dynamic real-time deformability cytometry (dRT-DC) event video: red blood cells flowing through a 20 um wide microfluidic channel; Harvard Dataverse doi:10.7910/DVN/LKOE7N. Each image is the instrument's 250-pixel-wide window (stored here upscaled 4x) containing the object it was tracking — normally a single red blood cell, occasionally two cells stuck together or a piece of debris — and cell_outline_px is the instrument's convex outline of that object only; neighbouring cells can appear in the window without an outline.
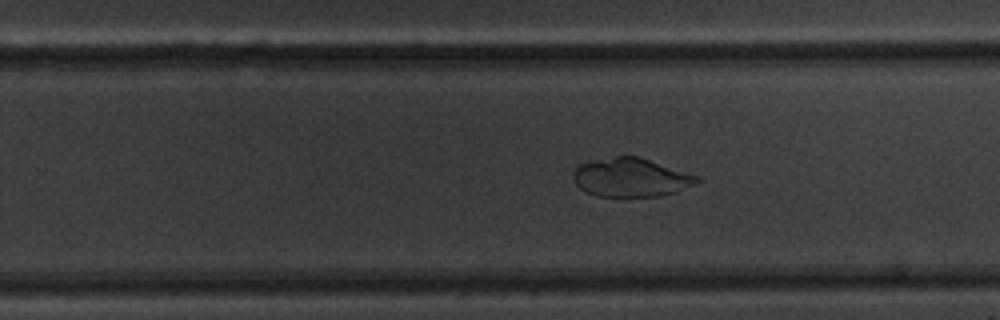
{"species": "common noctule bat (a hibernating species)", "species_latin": "Nyctalus noctula", "temperature_condition": "warm", "stored_images_in_passage": 26, "camera_frame_rate_fps": 3000, "um_per_image_px": 0.085, "animal": {"sex": "male", "body_mass_g": 20.1, "forearm_length_mm": 53.5}, "frame": {"image": 1, "passage_image": 26, "time_ms": 8.333, "image_size_px": [1000, 320], "cell_outline_px": [[704, 180], [696, 184], [676, 192], [660, 196], [596, 196], [580, 188], [572, 180], [572, 172], [580, 164], [616, 156], [640, 156], [700, 176]], "centroid_in_image_um": [53.69, 15.08], "position_along_channel_um": 276.1, "area_um2": 28.09}}